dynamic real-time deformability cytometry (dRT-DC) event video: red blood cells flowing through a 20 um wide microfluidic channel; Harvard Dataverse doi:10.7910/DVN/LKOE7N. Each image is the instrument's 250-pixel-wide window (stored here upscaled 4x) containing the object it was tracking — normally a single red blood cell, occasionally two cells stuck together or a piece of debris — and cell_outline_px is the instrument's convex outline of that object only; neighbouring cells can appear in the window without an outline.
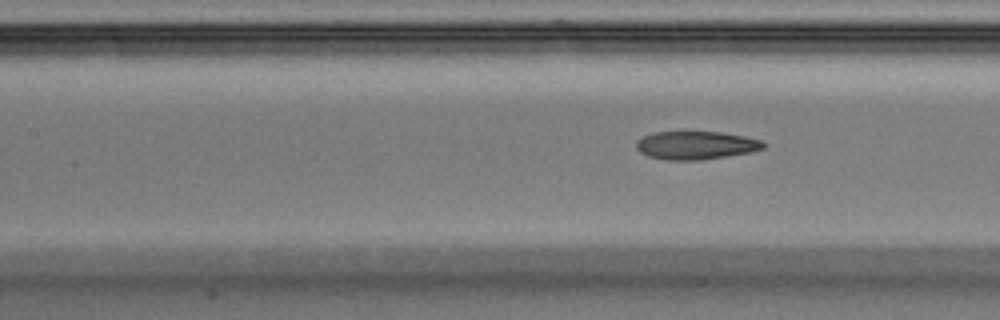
{"species": "Egyptian fruit bat (a non-hibernating species)", "species_latin": "Rousettus aegyptiacus", "temperature_condition": "warm", "stored_images_in_passage": 7, "segment_of_instrument_passage": [2, 2], "camera_frame_rate_fps": 3000, "um_per_image_px": 0.085, "animal": {"sex": "male"}, "frame": {"image": 1, "passage_image": 7, "time_ms": 2.0, "image_size_px": [1000, 320], "cell_outline_px": [[764, 148], [748, 152], [704, 160], [668, 160], [648, 156], [640, 152], [636, 148], [636, 140], [652, 132], [684, 128], [720, 132], [744, 136], [764, 140]], "centroid_in_image_um": [59.09, 12.29], "position_along_channel_um": 148.3, "area_um2": 21.85}}